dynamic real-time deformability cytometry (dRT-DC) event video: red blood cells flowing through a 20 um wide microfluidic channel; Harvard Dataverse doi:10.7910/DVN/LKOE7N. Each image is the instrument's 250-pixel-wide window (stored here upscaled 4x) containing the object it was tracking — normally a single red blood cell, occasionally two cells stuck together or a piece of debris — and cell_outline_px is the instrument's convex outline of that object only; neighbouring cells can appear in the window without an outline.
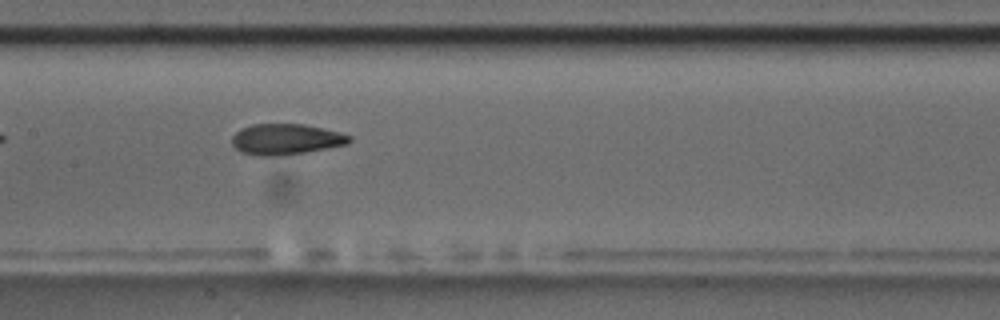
{"species": "common noctule bat (a hibernating species)", "species_latin": "Nyctalus noctula", "temperature_condition": "room temperature", "stored_images_in_passage": 9, "camera_frame_rate_fps": 3000, "um_per_image_px": 0.085, "animal": {"sex": "male", "body_mass_g": 17.5, "forearm_length_mm": 52.3}, "frame": {"image": 1, "passage_image": 8, "time_ms": 9.0, "image_size_px": [1000, 320], "cell_outline_px": [[352, 140], [348, 144], [304, 152], [276, 156], [256, 156], [240, 152], [232, 144], [232, 136], [240, 128], [252, 124], [304, 124], [340, 132], [352, 136]], "centroid_in_image_um": [24.28, 11.83], "position_along_channel_um": 183.1, "area_um2": 21.15}}
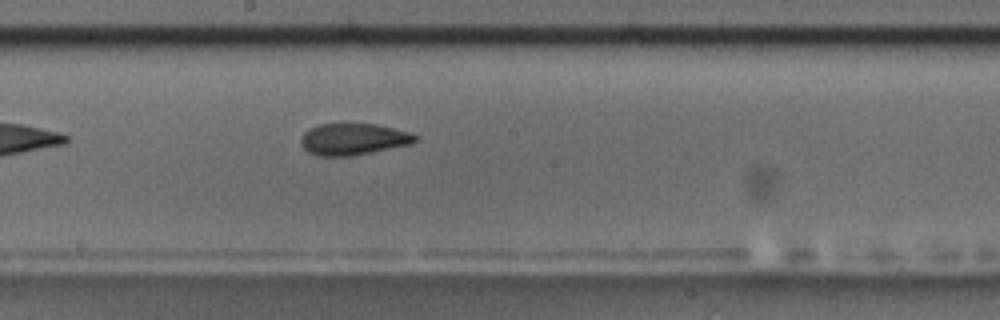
{"frame": {"image": 2, "passage_image": 9, "time_ms": 10.0, "image_size_px": [1000, 320], "cell_outline_px": [[416, 140], [412, 144], [352, 156], [316, 156], [308, 152], [300, 144], [300, 140], [304, 132], [320, 124], [340, 120], [344, 120], [372, 124], [412, 132], [416, 136]], "centroid_in_image_um": [29.99, 11.79], "position_along_channel_um": 218.2, "area_um2": 21.79}}